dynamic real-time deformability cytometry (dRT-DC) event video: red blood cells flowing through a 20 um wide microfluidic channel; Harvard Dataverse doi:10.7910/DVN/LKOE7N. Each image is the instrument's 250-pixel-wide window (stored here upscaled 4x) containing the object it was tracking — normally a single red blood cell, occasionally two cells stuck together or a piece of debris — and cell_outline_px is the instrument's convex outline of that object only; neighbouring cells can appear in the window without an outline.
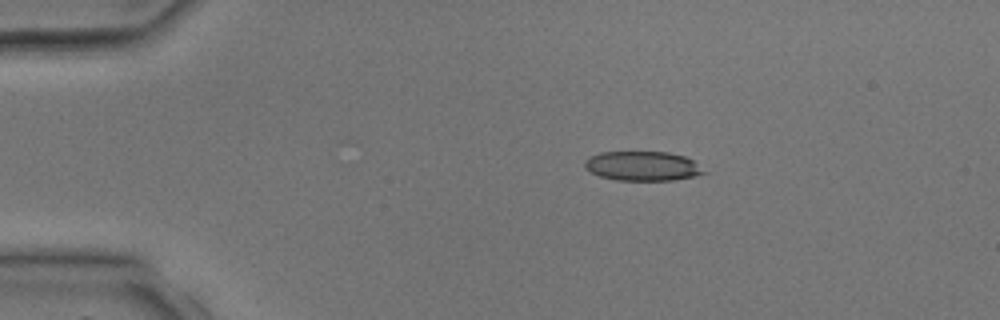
{"species": "common noctule bat (a hibernating species)", "species_latin": "Nyctalus noctula", "temperature_condition": "room temperature", "stored_images_in_passage": 2, "camera_frame_rate_fps": 3000, "um_per_image_px": 0.085, "animal": {"sex": "male", "body_mass_g": 17.9, "forearm_length_mm": 54.2}, "frame": {"image": 1, "passage_image": 1, "time_ms": 0.0, "image_size_px": [1000, 320], "cell_outline_px": [[708, 172], [696, 176], [672, 180], [616, 180], [600, 176], [584, 168], [584, 160], [588, 156], [600, 152], [668, 152], [684, 156], [692, 160]], "centroid_in_image_um": [54.6, 14.11], "position_along_channel_um": 30.4, "area_um2": 20.52}}